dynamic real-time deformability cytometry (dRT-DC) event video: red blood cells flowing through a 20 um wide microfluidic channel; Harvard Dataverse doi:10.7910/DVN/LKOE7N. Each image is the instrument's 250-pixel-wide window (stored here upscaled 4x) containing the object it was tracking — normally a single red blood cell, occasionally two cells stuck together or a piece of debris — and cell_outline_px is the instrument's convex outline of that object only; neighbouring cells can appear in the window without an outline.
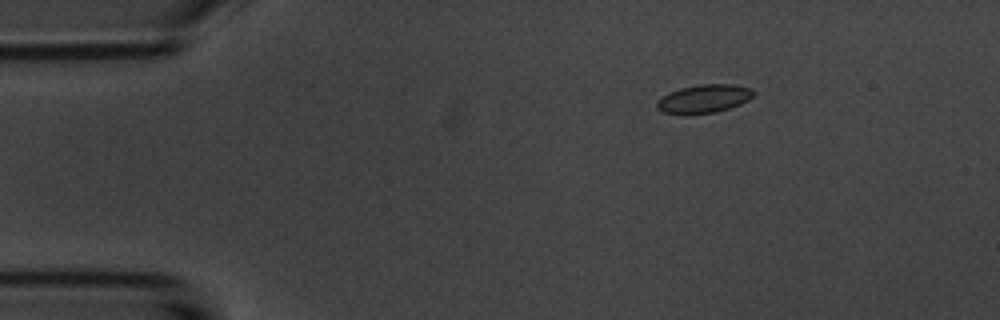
{"species": "common noctule bat (a hibernating species)", "species_latin": "Nyctalus noctula", "temperature_condition": "room temperature", "stored_images_in_passage": 4, "camera_frame_rate_fps": 3000, "um_per_image_px": 0.085, "animal": {"sex": "male", "body_mass_g": 20.1, "forearm_length_mm": 53.5}, "frame": {"image": 1, "passage_image": 2, "time_ms": 1.0, "image_size_px": [1000, 320], "cell_outline_px": [[752, 96], [748, 100], [740, 104], [728, 108], [712, 112], [664, 112], [656, 108], [656, 104], [664, 96], [680, 88], [700, 84], [736, 84], [752, 88]], "centroid_in_image_um": [59.9, 8.35], "position_along_channel_um": 25.1, "area_um2": 15.2}}